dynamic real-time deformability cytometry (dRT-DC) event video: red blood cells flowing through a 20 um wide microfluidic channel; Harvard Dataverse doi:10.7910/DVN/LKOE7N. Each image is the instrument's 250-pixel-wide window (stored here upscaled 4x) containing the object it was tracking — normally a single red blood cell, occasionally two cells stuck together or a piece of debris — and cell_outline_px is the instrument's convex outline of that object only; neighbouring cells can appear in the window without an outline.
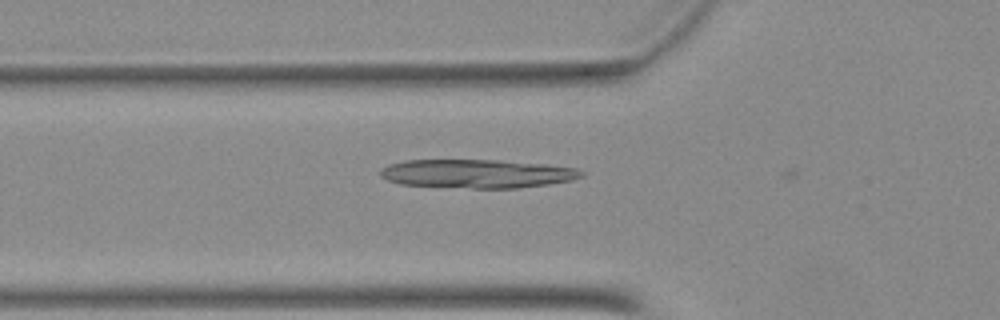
{"species": "Egyptian fruit bat (a non-hibernating species)", "species_latin": "Rousettus aegyptiacus", "temperature_condition": "warm", "stored_images_in_passage": 34, "camera_frame_rate_fps": 3000, "um_per_image_px": 0.085, "animal": {"sex": "female"}, "frame": {"image": 1, "passage_image": 2, "time_ms": 0.333, "image_size_px": [1000, 320], "cell_outline_px": [[584, 176], [572, 180], [548, 184], [516, 188], [472, 188], [400, 184], [388, 180], [380, 176], [380, 168], [388, 164], [404, 160], [500, 160], [544, 164], [576, 168], [584, 172]], "centroid_in_image_um": [40.54, 14.75], "position_along_channel_um": 85.3, "area_um2": 33.58}}
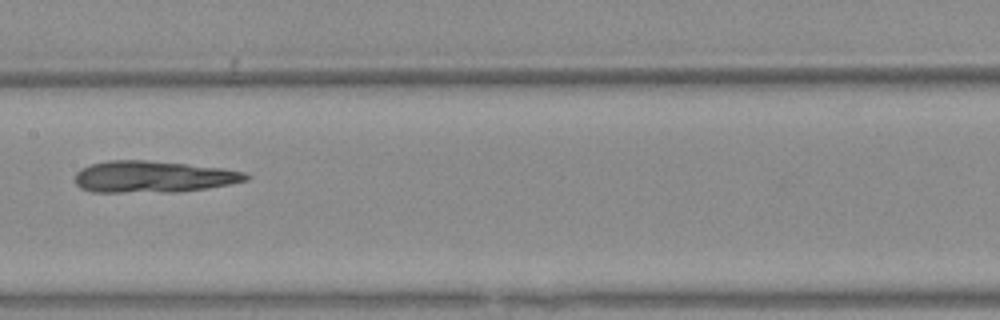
{"frame": {"image": 2, "passage_image": 10, "time_ms": 3.0, "image_size_px": [1000, 320], "cell_outline_px": [[252, 176], [248, 180], [208, 188], [180, 192], [92, 192], [80, 188], [76, 184], [76, 172], [80, 168], [92, 164], [108, 160], [148, 160], [188, 164], [220, 168], [244, 172]], "centroid_in_image_um": [13.01, 15.03], "position_along_channel_um": 194.4, "area_um2": 31.67}}
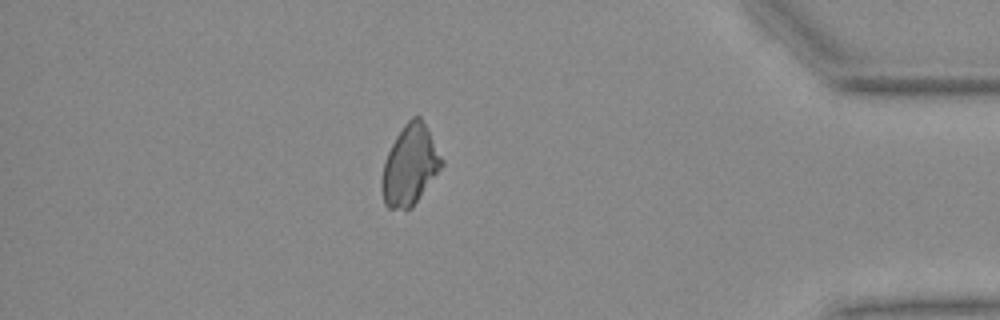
{"frame": {"image": 3, "passage_image": 28, "time_ms": 9.0, "image_size_px": [1000, 320], "cell_outline_px": [[444, 164], [412, 208], [388, 208], [384, 204], [380, 188], [380, 184], [384, 164], [388, 152], [396, 136], [404, 124], [412, 116], [420, 116], [444, 160]], "centroid_in_image_um": [34.83, 14.06], "position_along_channel_um": 400.4, "area_um2": 27.69}}